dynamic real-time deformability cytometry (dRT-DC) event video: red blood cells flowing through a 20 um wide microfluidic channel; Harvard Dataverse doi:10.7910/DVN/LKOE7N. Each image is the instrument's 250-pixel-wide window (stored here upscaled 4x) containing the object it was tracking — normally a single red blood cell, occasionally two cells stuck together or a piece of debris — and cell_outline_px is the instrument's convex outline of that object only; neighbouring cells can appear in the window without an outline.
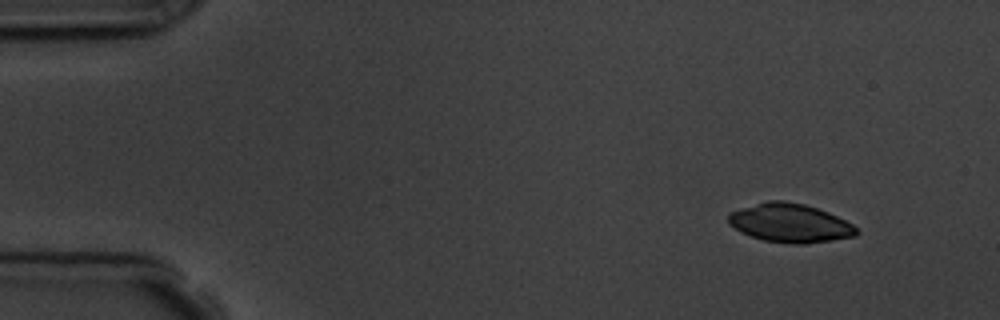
{"species": "common noctule bat (a hibernating species)", "species_latin": "Nyctalus noctula", "temperature_condition": "room temperature", "stored_images_in_passage": 5, "camera_frame_rate_fps": 3000, "um_per_image_px": 0.085, "animal": {"sex": "male", "body_mass_g": 19.5, "forearm_length_mm": 54.6}, "frame": {"image": 1, "passage_image": 1, "time_ms": 0.0, "image_size_px": [1000, 320], "cell_outline_px": [[860, 232], [856, 236], [808, 244], [792, 244], [764, 240], [740, 232], [728, 224], [728, 212], [740, 208], [768, 200], [784, 200], [804, 204], [828, 212], [852, 224]], "centroid_in_image_um": [67.13, 18.96], "position_along_channel_um": 17.9, "area_um2": 29.02}}